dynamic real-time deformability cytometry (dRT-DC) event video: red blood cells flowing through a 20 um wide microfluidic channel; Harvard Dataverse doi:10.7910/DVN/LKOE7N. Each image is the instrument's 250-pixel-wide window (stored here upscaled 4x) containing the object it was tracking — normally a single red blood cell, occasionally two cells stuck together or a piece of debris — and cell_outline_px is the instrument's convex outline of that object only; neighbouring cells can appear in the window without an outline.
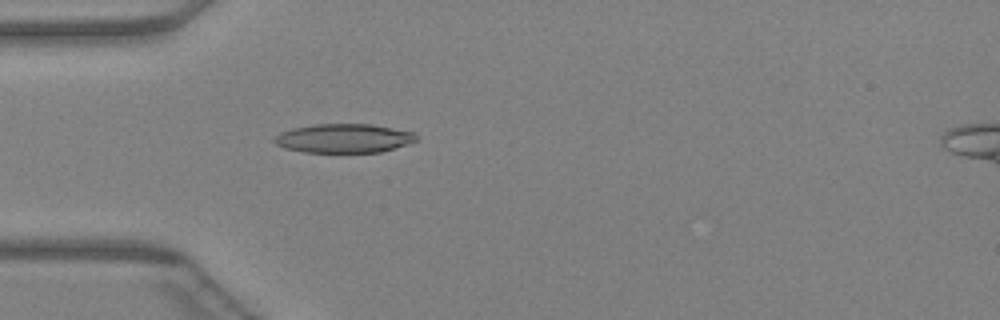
{"species": "Egyptian fruit bat (a non-hibernating species)", "species_latin": "Rousettus aegyptiacus", "temperature_condition": "warm", "stored_images_in_passage": 34, "camera_frame_rate_fps": 3000, "um_per_image_px": 0.085, "animal": {"sex": "female"}, "frame": {"image": 1, "passage_image": 2, "time_ms": 0.333, "image_size_px": [1000, 320], "cell_outline_px": [[420, 140], [380, 152], [304, 152], [284, 148], [276, 144], [272, 140], [280, 132], [292, 128], [312, 124], [372, 124], [416, 132]], "centroid_in_image_um": [29.25, 11.75], "position_along_channel_um": 55.8, "area_um2": 24.16}}
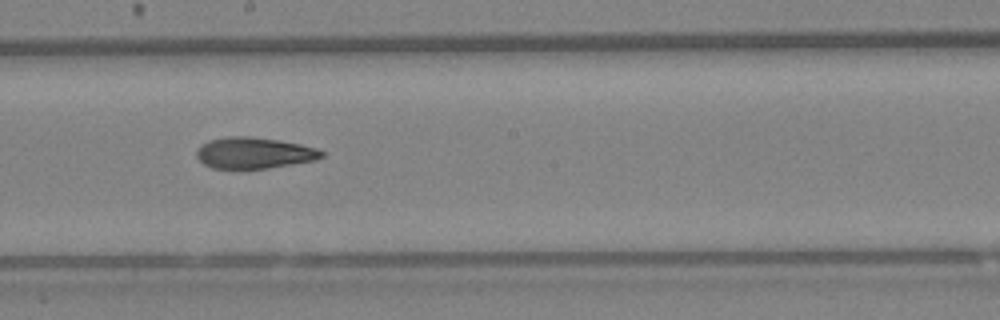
{"frame": {"image": 2, "passage_image": 14, "time_ms": 4.333, "image_size_px": [1000, 320], "cell_outline_px": [[324, 156], [316, 160], [268, 168], [212, 168], [204, 164], [196, 156], [196, 152], [200, 144], [208, 140], [228, 136], [248, 136], [280, 140], [300, 144], [316, 148], [324, 152]], "centroid_in_image_um": [21.59, 12.99], "position_along_channel_um": 226.6, "area_um2": 22.77}}
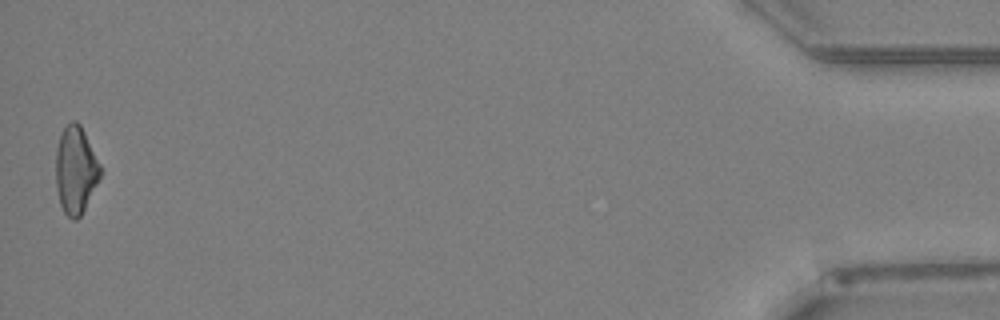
{"frame": {"image": 3, "passage_image": 34, "time_ms": 11.0, "image_size_px": [1000, 320], "cell_outline_px": [[100, 176], [80, 216], [76, 220], [72, 220], [64, 212], [60, 204], [56, 188], [56, 148], [60, 136], [64, 128], [72, 120], [76, 120], [80, 124], [100, 164]], "centroid_in_image_um": [6.4, 14.44], "position_along_channel_um": 428.8, "area_um2": 22.25}}